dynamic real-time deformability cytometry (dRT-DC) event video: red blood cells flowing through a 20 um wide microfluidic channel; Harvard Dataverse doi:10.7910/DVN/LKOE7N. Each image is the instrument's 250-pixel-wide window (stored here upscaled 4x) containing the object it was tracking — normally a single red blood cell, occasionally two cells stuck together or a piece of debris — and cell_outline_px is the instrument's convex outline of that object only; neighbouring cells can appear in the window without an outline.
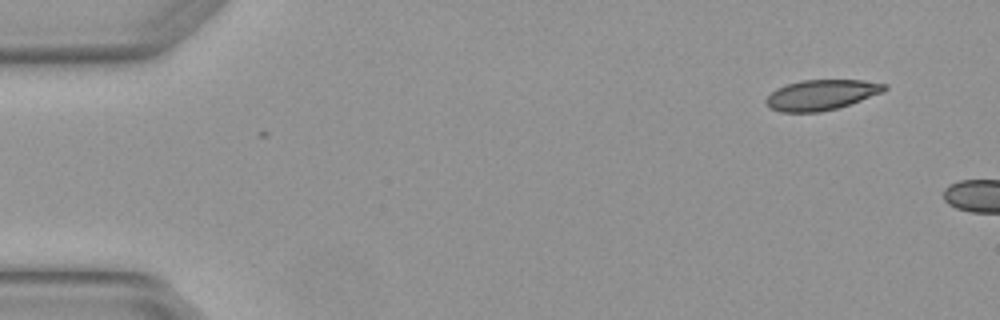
{"species": "Egyptian fruit bat (a non-hibernating species)", "species_latin": "Rousettus aegyptiacus", "temperature_condition": "warm", "stored_images_in_passage": 2, "camera_frame_rate_fps": 3000, "um_per_image_px": 0.085, "animal": {"sex": "female"}, "frame": {"image": 1, "passage_image": 1, "time_ms": 0.0, "image_size_px": [1000, 320], "cell_outline_px": [[888, 88], [884, 92], [836, 108], [820, 112], [780, 112], [764, 104], [764, 100], [776, 88], [800, 80], [864, 80], [888, 84]], "centroid_in_image_um": [69.81, 8.05], "position_along_channel_um": 15.2, "area_um2": 20.92}}